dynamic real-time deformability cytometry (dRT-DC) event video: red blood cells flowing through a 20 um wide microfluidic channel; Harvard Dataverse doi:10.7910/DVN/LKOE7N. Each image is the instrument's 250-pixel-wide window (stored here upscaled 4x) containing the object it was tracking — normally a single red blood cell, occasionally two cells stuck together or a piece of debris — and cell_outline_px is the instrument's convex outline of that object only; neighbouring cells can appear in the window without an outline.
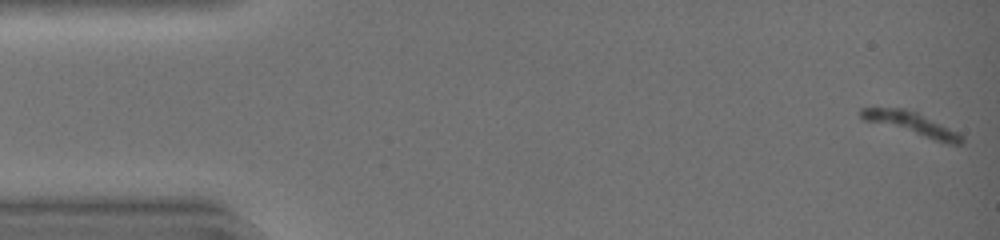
{"species": "common noctule bat (a hibernating species)", "species_latin": "Nyctalus noctula", "temperature_condition": "warm", "stored_images_in_passage": 25, "camera_frame_rate_fps": 3000, "um_per_image_px": 0.085, "animal": {"sex": "female", "body_mass_g": 19.0, "forearm_length_mm": 51.5}, "frame": {"image": 1, "passage_image": 1, "time_ms": 0.0, "image_size_px": [1000, 240], "cell_outline_px": [[964, 140], [960, 144], [948, 144], [864, 120], [860, 116], [860, 108], [904, 108], [916, 112], [964, 136]], "centroid_in_image_um": [77.47, 10.53], "position_along_channel_um": 7.5, "area_um2": 13.24}}
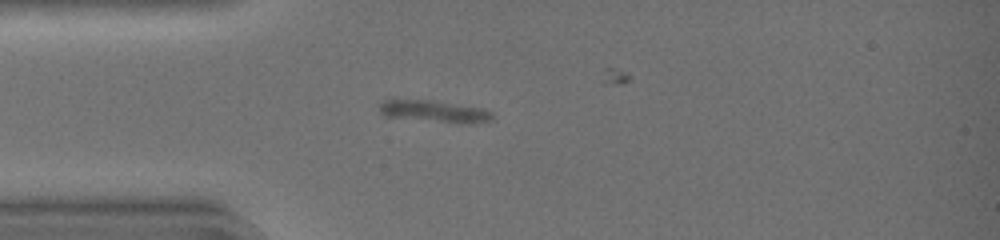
{"frame": {"image": 2, "passage_image": 13, "time_ms": 4.0, "image_size_px": [1000, 240], "cell_outline_px": [[492, 120], [472, 124], [456, 124], [384, 116], [380, 112], [380, 104], [384, 100], [392, 96], [428, 100], [484, 108], [492, 112]], "centroid_in_image_um": [36.85, 9.45], "position_along_channel_um": 48.1, "area_um2": 15.14}}